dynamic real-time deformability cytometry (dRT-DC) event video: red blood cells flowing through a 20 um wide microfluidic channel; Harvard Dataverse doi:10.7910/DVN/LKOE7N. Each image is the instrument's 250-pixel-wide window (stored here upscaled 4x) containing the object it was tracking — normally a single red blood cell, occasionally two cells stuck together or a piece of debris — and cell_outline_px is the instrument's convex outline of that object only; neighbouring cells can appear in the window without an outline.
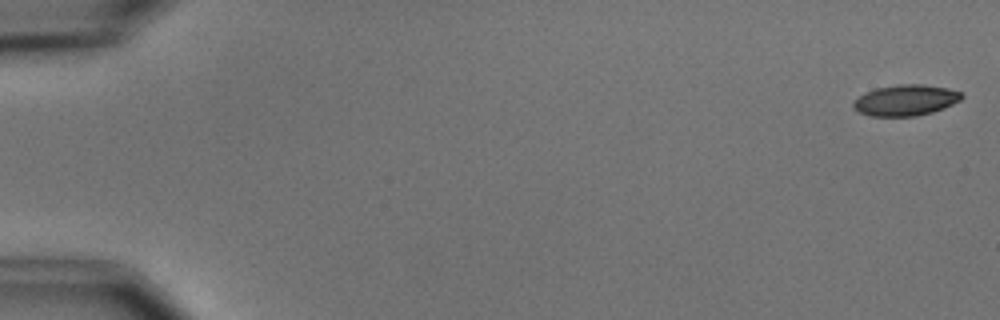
{"species": "common noctule bat (a hibernating species)", "species_latin": "Nyctalus noctula", "temperature_condition": "cold", "stored_images_in_passage": 6, "camera_frame_rate_fps": 3000, "um_per_image_px": 0.085, "animal": {"sex": "male", "body_mass_g": 15.6}, "frame": {"image": 1, "passage_image": 1, "time_ms": 0.0, "image_size_px": [1000, 320], "cell_outline_px": [[964, 96], [960, 100], [944, 108], [932, 112], [916, 116], [872, 116], [860, 112], [852, 108], [852, 104], [860, 96], [876, 88], [900, 84], [924, 84], [948, 88], [960, 92]], "centroid_in_image_um": [77.0, 8.52], "position_along_channel_um": 8.0, "area_um2": 19.36}}
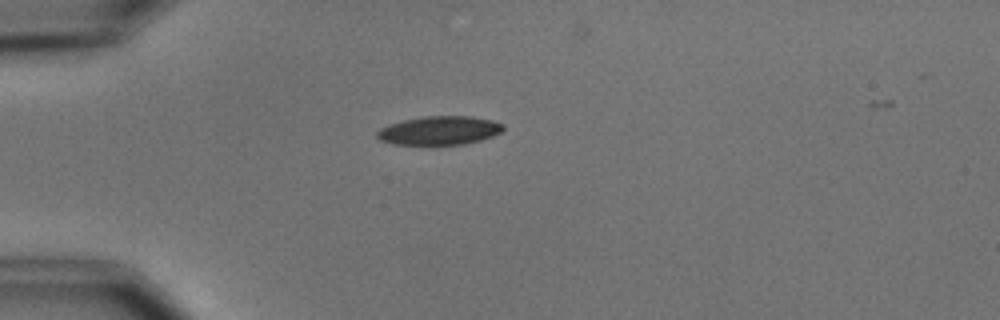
{"frame": {"image": 2, "passage_image": 5, "time_ms": 4.667, "image_size_px": [1000, 320], "cell_outline_px": [[504, 128], [500, 132], [492, 136], [480, 140], [464, 144], [392, 144], [380, 140], [376, 136], [376, 132], [380, 128], [388, 124], [404, 120], [424, 116], [472, 116], [492, 120], [504, 124]], "centroid_in_image_um": [37.34, 11.08], "position_along_channel_um": 47.7, "area_um2": 21.04}}